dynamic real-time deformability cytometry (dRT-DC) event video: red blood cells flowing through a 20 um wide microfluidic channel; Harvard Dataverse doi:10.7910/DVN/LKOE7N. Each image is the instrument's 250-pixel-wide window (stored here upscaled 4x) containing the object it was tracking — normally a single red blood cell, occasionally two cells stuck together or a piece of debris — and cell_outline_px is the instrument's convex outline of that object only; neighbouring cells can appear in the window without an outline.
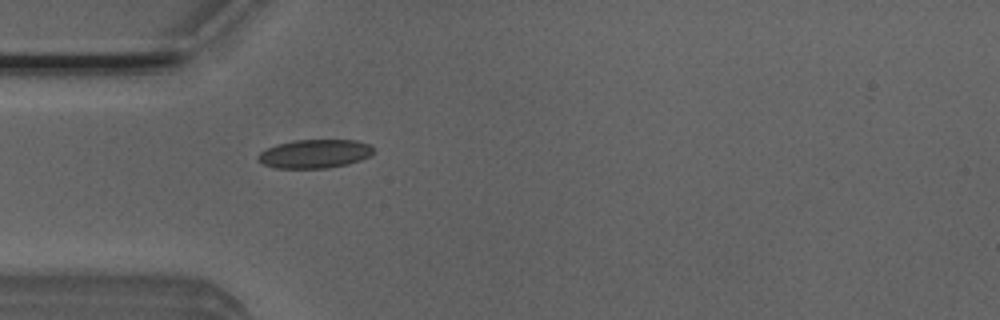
{"species": "Egyptian fruit bat (a non-hibernating species)", "species_latin": "Rousettus aegyptiacus", "temperature_condition": "room temperature", "stored_images_in_passage": 38, "camera_frame_rate_fps": 3000, "um_per_image_px": 0.085, "animal": {"sex": "male"}, "frame": {"image": 1, "passage_image": 1, "time_ms": 0.0, "image_size_px": [1000, 320], "cell_outline_px": [[372, 156], [348, 164], [324, 168], [276, 168], [264, 164], [256, 160], [256, 156], [260, 152], [276, 144], [292, 140], [356, 140], [372, 144]], "centroid_in_image_um": [26.75, 13.06], "position_along_channel_um": 58.3, "area_um2": 19.42}}
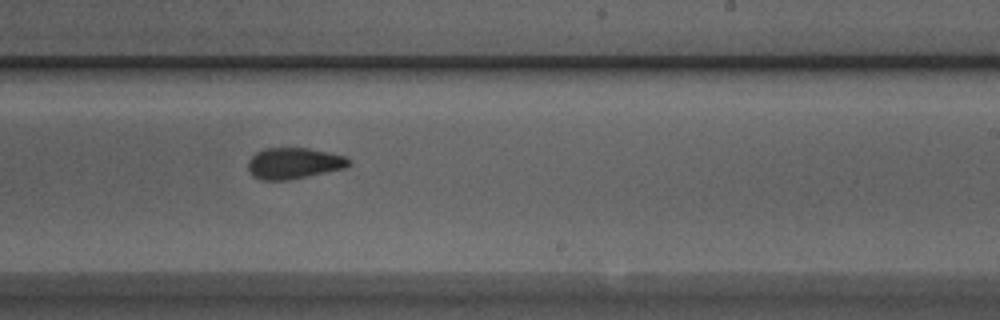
{"frame": {"image": 2, "passage_image": 17, "time_ms": 5.333, "image_size_px": [1000, 320], "cell_outline_px": [[352, 164], [344, 168], [288, 180], [260, 180], [252, 176], [248, 172], [248, 160], [256, 152], [264, 148], [308, 148], [332, 152], [344, 156], [352, 160]], "centroid_in_image_um": [24.97, 13.87], "position_along_channel_um": 264.0, "area_um2": 18.5}}
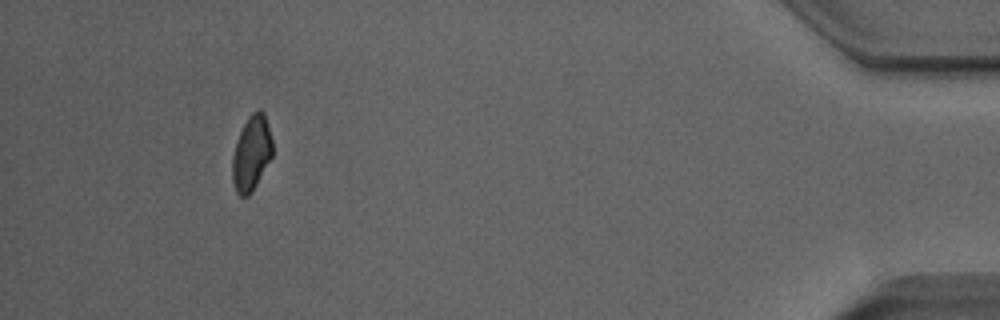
{"frame": {"image": 3, "passage_image": 34, "time_ms": 11.0, "image_size_px": [1000, 320], "cell_outline_px": [[272, 156], [252, 192], [248, 196], [240, 196], [236, 192], [232, 180], [232, 156], [240, 132], [248, 116], [256, 108], [260, 108], [264, 112], [268, 124], [272, 140]], "centroid_in_image_um": [21.38, 13.0], "position_along_channel_um": 413.8, "area_um2": 17.57}, "authors_computed_cell_mechanics": {"area_um2": 18.7561, "velocity_mm_per_s": 3.8977, "shape_relaxation_time_tau1_ms": 5.3104, "shape_relaxation_time_tau2_ms": 1.7707, "deformation_change_tau1": 0.1078, "deformation_change_tau2": 0.0678}}